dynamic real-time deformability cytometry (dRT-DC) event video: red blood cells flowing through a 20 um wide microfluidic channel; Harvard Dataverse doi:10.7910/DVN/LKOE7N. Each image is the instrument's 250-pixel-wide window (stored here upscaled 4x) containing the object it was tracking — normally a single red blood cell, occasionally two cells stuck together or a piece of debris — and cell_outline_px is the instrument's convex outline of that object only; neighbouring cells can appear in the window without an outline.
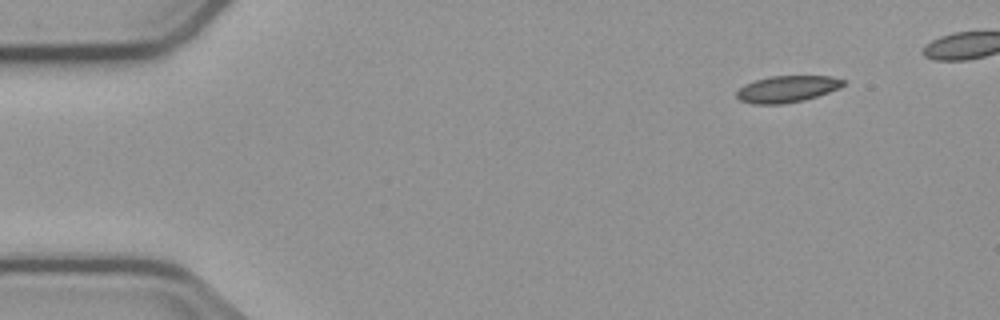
{"species": "common noctule bat (a hibernating species)", "species_latin": "Nyctalus noctula", "temperature_condition": "cold", "stored_images_in_passage": 3, "segment_of_instrument_passage": [2, 2], "camera_frame_rate_fps": 3000, "um_per_image_px": 0.085, "animal": {"sex": "male", "body_mass_g": 23.1, "forearm_length_mm": 52.7}, "frame": {"image": 1, "passage_image": 3, "time_ms": 2.333, "image_size_px": [1000, 320], "cell_outline_px": [[844, 84], [840, 88], [804, 100], [780, 104], [756, 104], [740, 100], [736, 96], [736, 92], [744, 84], [756, 80], [772, 76], [832, 76], [844, 80]], "centroid_in_image_um": [66.9, 7.56], "position_along_channel_um": 18.1, "area_um2": 16.36}}